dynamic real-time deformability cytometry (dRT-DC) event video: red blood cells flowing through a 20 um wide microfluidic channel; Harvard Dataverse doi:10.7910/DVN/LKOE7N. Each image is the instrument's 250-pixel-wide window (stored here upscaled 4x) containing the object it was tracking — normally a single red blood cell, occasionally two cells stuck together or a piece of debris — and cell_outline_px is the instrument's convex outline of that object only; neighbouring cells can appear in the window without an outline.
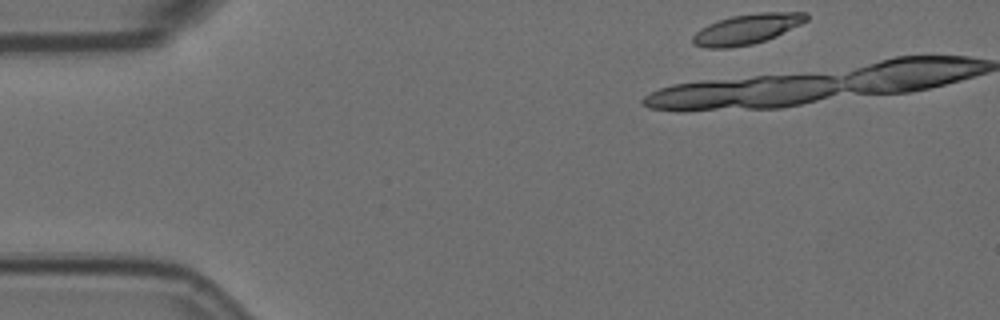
{"species": "Egyptian fruit bat (a non-hibernating species)", "species_latin": "Rousettus aegyptiacus", "temperature_condition": "room temperature", "stored_images_in_passage": 3, "camera_frame_rate_fps": 3000, "um_per_image_px": 0.085, "animal": {"sex": "female"}, "frame": {"image": 1, "passage_image": 1, "time_ms": 0.0, "image_size_px": [1000, 320], "cell_outline_px": [[808, 20], [776, 36], [752, 44], [728, 48], [704, 48], [692, 44], [692, 36], [700, 28], [708, 24], [732, 16], [756, 12], [808, 12]], "centroid_in_image_um": [63.47, 2.47], "position_along_channel_um": 21.5, "area_um2": 19.94}}